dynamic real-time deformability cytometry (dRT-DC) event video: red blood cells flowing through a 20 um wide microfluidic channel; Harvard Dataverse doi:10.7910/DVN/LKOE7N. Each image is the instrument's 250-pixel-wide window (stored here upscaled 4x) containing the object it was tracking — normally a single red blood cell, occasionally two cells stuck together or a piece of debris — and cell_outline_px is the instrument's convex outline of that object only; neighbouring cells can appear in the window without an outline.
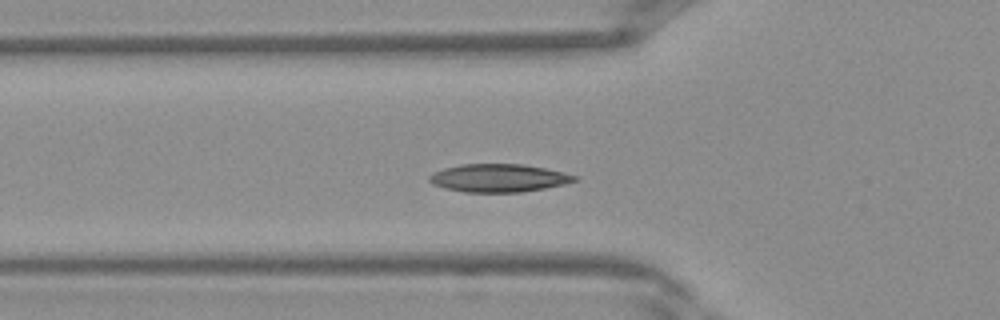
{"species": "Egyptian fruit bat (a non-hibernating species)", "species_latin": "Rousettus aegyptiacus", "temperature_condition": "warm", "stored_images_in_passage": 38, "camera_frame_rate_fps": 3000, "um_per_image_px": 0.085, "frame": {"image": 1, "passage_image": 11, "time_ms": 3.333, "image_size_px": [1000, 320], "cell_outline_px": [[580, 180], [564, 184], [544, 188], [520, 192], [464, 192], [444, 188], [432, 184], [428, 180], [428, 176], [432, 172], [444, 168], [460, 164], [520, 164], [544, 168], [576, 176]], "centroid_in_image_um": [42.32, 15.13], "position_along_channel_um": 83.5, "area_um2": 23.64}}
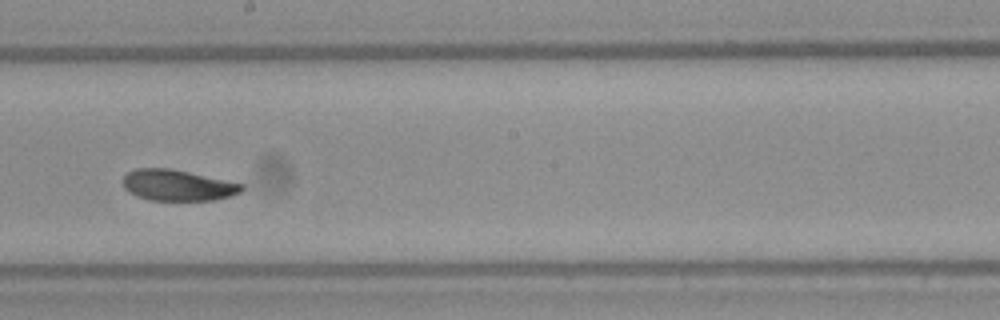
{"frame": {"image": 2, "passage_image": 20, "time_ms": 6.333, "image_size_px": [1000, 320], "cell_outline_px": [[244, 188], [240, 192], [232, 196], [216, 200], [148, 200], [136, 196], [128, 192], [124, 188], [124, 176], [128, 172], [136, 168], [172, 168], [244, 184]], "centroid_in_image_um": [15.11, 15.75], "position_along_channel_um": 233.1, "area_um2": 21.62}}
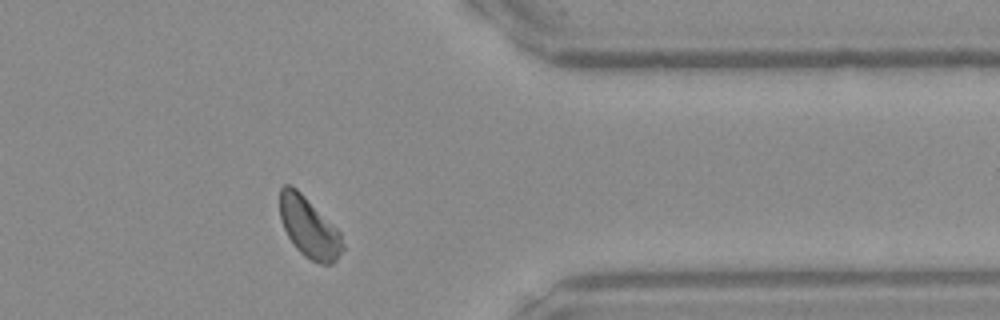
{"frame": {"image": 3, "passage_image": 30, "time_ms": 9.667, "image_size_px": [1000, 320], "cell_outline_px": [[344, 248], [336, 260], [332, 264], [320, 264], [304, 256], [296, 248], [288, 236], [280, 220], [280, 188], [284, 184], [292, 184], [340, 232], [344, 244]], "centroid_in_image_um": [26.25, 19.34], "position_along_channel_um": 385.1, "area_um2": 21.91}}